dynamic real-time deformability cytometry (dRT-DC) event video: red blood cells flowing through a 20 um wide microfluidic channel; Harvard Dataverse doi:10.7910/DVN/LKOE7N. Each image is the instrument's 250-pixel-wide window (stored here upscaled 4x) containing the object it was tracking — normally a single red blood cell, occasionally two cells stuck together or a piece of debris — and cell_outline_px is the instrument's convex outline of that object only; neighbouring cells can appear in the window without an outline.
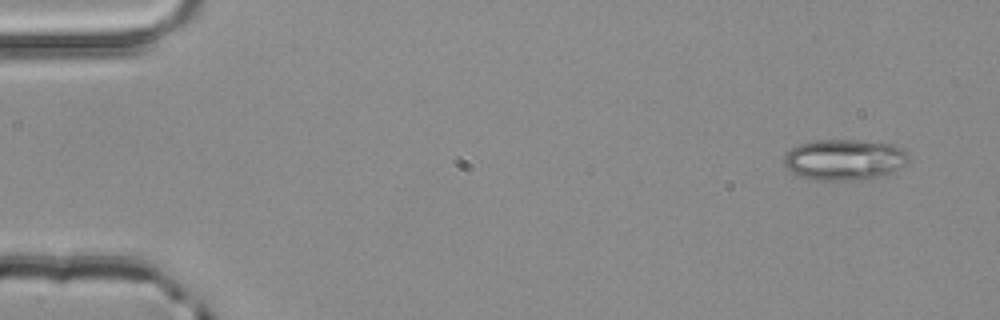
{"species": "common noctule bat (a hibernating species)", "species_latin": "Nyctalus noctula", "temperature_condition": "room temperature", "stored_images_in_passage": 3, "camera_frame_rate_fps": 3000, "um_per_image_px": 0.085, "animal": {"sex": "male", "body_mass_g": 20.4}, "frame": {"image": 1, "passage_image": 1, "time_ms": 0.0, "image_size_px": [1000, 320], "cell_outline_px": [[908, 160], [892, 172], [884, 176], [848, 180], [816, 180], [800, 176], [792, 172], [784, 164], [784, 156], [792, 148], [800, 144], [812, 140], [856, 140], [892, 144], [904, 148]], "centroid_in_image_um": [71.75, 13.56], "position_along_channel_um": 13.2, "area_um2": 29.42}}